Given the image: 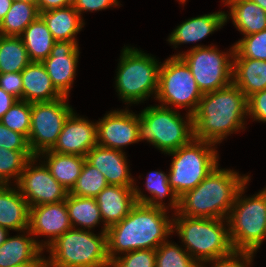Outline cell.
<instances>
[{"label": "cell", "instance_id": "1", "mask_svg": "<svg viewBox=\"0 0 266 267\" xmlns=\"http://www.w3.org/2000/svg\"><path fill=\"white\" fill-rule=\"evenodd\" d=\"M167 210L137 203L120 222L107 228V254L110 261L134 250L157 247L173 234V218Z\"/></svg>", "mask_w": 266, "mask_h": 267}, {"label": "cell", "instance_id": "2", "mask_svg": "<svg viewBox=\"0 0 266 267\" xmlns=\"http://www.w3.org/2000/svg\"><path fill=\"white\" fill-rule=\"evenodd\" d=\"M247 98L232 82L203 94L193 115V138L220 144L229 134L245 129Z\"/></svg>", "mask_w": 266, "mask_h": 267}, {"label": "cell", "instance_id": "3", "mask_svg": "<svg viewBox=\"0 0 266 267\" xmlns=\"http://www.w3.org/2000/svg\"><path fill=\"white\" fill-rule=\"evenodd\" d=\"M250 179L219 164L195 188L179 197L177 214L192 218L227 219L238 190Z\"/></svg>", "mask_w": 266, "mask_h": 267}, {"label": "cell", "instance_id": "4", "mask_svg": "<svg viewBox=\"0 0 266 267\" xmlns=\"http://www.w3.org/2000/svg\"><path fill=\"white\" fill-rule=\"evenodd\" d=\"M173 215V233L177 232L181 242L184 243V249L202 267L235 250L227 219L192 218L177 213Z\"/></svg>", "mask_w": 266, "mask_h": 267}, {"label": "cell", "instance_id": "5", "mask_svg": "<svg viewBox=\"0 0 266 267\" xmlns=\"http://www.w3.org/2000/svg\"><path fill=\"white\" fill-rule=\"evenodd\" d=\"M51 267H110L107 233L71 228L46 248Z\"/></svg>", "mask_w": 266, "mask_h": 267}, {"label": "cell", "instance_id": "6", "mask_svg": "<svg viewBox=\"0 0 266 267\" xmlns=\"http://www.w3.org/2000/svg\"><path fill=\"white\" fill-rule=\"evenodd\" d=\"M117 68L115 88L127 105L139 104L158 91L160 63L135 47L124 46Z\"/></svg>", "mask_w": 266, "mask_h": 267}, {"label": "cell", "instance_id": "7", "mask_svg": "<svg viewBox=\"0 0 266 267\" xmlns=\"http://www.w3.org/2000/svg\"><path fill=\"white\" fill-rule=\"evenodd\" d=\"M185 117L161 105L144 108L139 113L138 141L147 140L164 154L187 145L193 139V116Z\"/></svg>", "mask_w": 266, "mask_h": 267}, {"label": "cell", "instance_id": "8", "mask_svg": "<svg viewBox=\"0 0 266 267\" xmlns=\"http://www.w3.org/2000/svg\"><path fill=\"white\" fill-rule=\"evenodd\" d=\"M248 182L238 190L227 220L233 248L256 253L266 239V187L245 198Z\"/></svg>", "mask_w": 266, "mask_h": 267}, {"label": "cell", "instance_id": "9", "mask_svg": "<svg viewBox=\"0 0 266 267\" xmlns=\"http://www.w3.org/2000/svg\"><path fill=\"white\" fill-rule=\"evenodd\" d=\"M214 146L193 138L187 145L166 153L173 156L168 181L178 197L195 188L219 164Z\"/></svg>", "mask_w": 266, "mask_h": 267}, {"label": "cell", "instance_id": "10", "mask_svg": "<svg viewBox=\"0 0 266 267\" xmlns=\"http://www.w3.org/2000/svg\"><path fill=\"white\" fill-rule=\"evenodd\" d=\"M202 96L190 68L180 56H172L160 65L158 91L154 99L159 100L161 106L170 108L171 105L175 110L188 108L187 113L193 116Z\"/></svg>", "mask_w": 266, "mask_h": 267}, {"label": "cell", "instance_id": "11", "mask_svg": "<svg viewBox=\"0 0 266 267\" xmlns=\"http://www.w3.org/2000/svg\"><path fill=\"white\" fill-rule=\"evenodd\" d=\"M234 51V44L226 53L219 51L217 47L196 45L173 56H180L185 61L199 90L205 94L232 83Z\"/></svg>", "mask_w": 266, "mask_h": 267}, {"label": "cell", "instance_id": "12", "mask_svg": "<svg viewBox=\"0 0 266 267\" xmlns=\"http://www.w3.org/2000/svg\"><path fill=\"white\" fill-rule=\"evenodd\" d=\"M68 98L63 96L52 102L31 103L28 144L34 156L51 150L56 144L65 121L74 110L68 104Z\"/></svg>", "mask_w": 266, "mask_h": 267}, {"label": "cell", "instance_id": "13", "mask_svg": "<svg viewBox=\"0 0 266 267\" xmlns=\"http://www.w3.org/2000/svg\"><path fill=\"white\" fill-rule=\"evenodd\" d=\"M38 158L34 156L27 162L16 183L21 195L29 207L66 200L69 191L52 176L43 161L40 165L34 164Z\"/></svg>", "mask_w": 266, "mask_h": 267}, {"label": "cell", "instance_id": "14", "mask_svg": "<svg viewBox=\"0 0 266 267\" xmlns=\"http://www.w3.org/2000/svg\"><path fill=\"white\" fill-rule=\"evenodd\" d=\"M139 114L113 110L97 121V145L123 151L124 146L138 141Z\"/></svg>", "mask_w": 266, "mask_h": 267}, {"label": "cell", "instance_id": "15", "mask_svg": "<svg viewBox=\"0 0 266 267\" xmlns=\"http://www.w3.org/2000/svg\"><path fill=\"white\" fill-rule=\"evenodd\" d=\"M77 41H55L50 55L42 61L56 90L69 97L79 58Z\"/></svg>", "mask_w": 266, "mask_h": 267}, {"label": "cell", "instance_id": "16", "mask_svg": "<svg viewBox=\"0 0 266 267\" xmlns=\"http://www.w3.org/2000/svg\"><path fill=\"white\" fill-rule=\"evenodd\" d=\"M72 228L66 207V202L41 204L30 207L28 230L32 236H46L49 239L41 242V248L46 250L52 242Z\"/></svg>", "mask_w": 266, "mask_h": 267}, {"label": "cell", "instance_id": "17", "mask_svg": "<svg viewBox=\"0 0 266 267\" xmlns=\"http://www.w3.org/2000/svg\"><path fill=\"white\" fill-rule=\"evenodd\" d=\"M76 114L73 111L65 121L52 152L85 157L97 145V123Z\"/></svg>", "mask_w": 266, "mask_h": 267}, {"label": "cell", "instance_id": "18", "mask_svg": "<svg viewBox=\"0 0 266 267\" xmlns=\"http://www.w3.org/2000/svg\"><path fill=\"white\" fill-rule=\"evenodd\" d=\"M85 158L104 175L109 185L134 187L135 179L129 171L125 152L96 145Z\"/></svg>", "mask_w": 266, "mask_h": 267}, {"label": "cell", "instance_id": "19", "mask_svg": "<svg viewBox=\"0 0 266 267\" xmlns=\"http://www.w3.org/2000/svg\"><path fill=\"white\" fill-rule=\"evenodd\" d=\"M107 227L120 222L137 204L133 187L108 185L96 197Z\"/></svg>", "mask_w": 266, "mask_h": 267}, {"label": "cell", "instance_id": "20", "mask_svg": "<svg viewBox=\"0 0 266 267\" xmlns=\"http://www.w3.org/2000/svg\"><path fill=\"white\" fill-rule=\"evenodd\" d=\"M23 101L52 102L63 97L53 86L42 62L31 61L22 71Z\"/></svg>", "mask_w": 266, "mask_h": 267}, {"label": "cell", "instance_id": "21", "mask_svg": "<svg viewBox=\"0 0 266 267\" xmlns=\"http://www.w3.org/2000/svg\"><path fill=\"white\" fill-rule=\"evenodd\" d=\"M29 209L17 186L0 185V227H4L8 232L15 230L21 233L27 230Z\"/></svg>", "mask_w": 266, "mask_h": 267}, {"label": "cell", "instance_id": "22", "mask_svg": "<svg viewBox=\"0 0 266 267\" xmlns=\"http://www.w3.org/2000/svg\"><path fill=\"white\" fill-rule=\"evenodd\" d=\"M225 25V12L200 15L190 18L177 26L169 35L167 41L175 48L181 44H188L205 39L209 34L221 29Z\"/></svg>", "mask_w": 266, "mask_h": 267}, {"label": "cell", "instance_id": "23", "mask_svg": "<svg viewBox=\"0 0 266 267\" xmlns=\"http://www.w3.org/2000/svg\"><path fill=\"white\" fill-rule=\"evenodd\" d=\"M23 233L12 237L8 234L0 245V267H16L30 263L42 255L44 250L41 248V241L35 240L28 229Z\"/></svg>", "mask_w": 266, "mask_h": 267}, {"label": "cell", "instance_id": "24", "mask_svg": "<svg viewBox=\"0 0 266 267\" xmlns=\"http://www.w3.org/2000/svg\"><path fill=\"white\" fill-rule=\"evenodd\" d=\"M230 9L225 13V23L229 17L243 36L266 30V11L251 0H228L224 2ZM230 5V6H229Z\"/></svg>", "mask_w": 266, "mask_h": 267}, {"label": "cell", "instance_id": "25", "mask_svg": "<svg viewBox=\"0 0 266 267\" xmlns=\"http://www.w3.org/2000/svg\"><path fill=\"white\" fill-rule=\"evenodd\" d=\"M232 59V82L246 98L266 89V61L250 58Z\"/></svg>", "mask_w": 266, "mask_h": 267}, {"label": "cell", "instance_id": "26", "mask_svg": "<svg viewBox=\"0 0 266 267\" xmlns=\"http://www.w3.org/2000/svg\"><path fill=\"white\" fill-rule=\"evenodd\" d=\"M55 41H77L85 23L73 5L40 13Z\"/></svg>", "mask_w": 266, "mask_h": 267}, {"label": "cell", "instance_id": "27", "mask_svg": "<svg viewBox=\"0 0 266 267\" xmlns=\"http://www.w3.org/2000/svg\"><path fill=\"white\" fill-rule=\"evenodd\" d=\"M39 156L41 159L45 156L43 162L52 176L68 191L75 185L86 160L85 157L80 155L61 154L51 150L41 152Z\"/></svg>", "mask_w": 266, "mask_h": 267}, {"label": "cell", "instance_id": "28", "mask_svg": "<svg viewBox=\"0 0 266 267\" xmlns=\"http://www.w3.org/2000/svg\"><path fill=\"white\" fill-rule=\"evenodd\" d=\"M147 191L151 196L144 195L141 190L136 186V183L133 187L136 202L139 204H145L150 207H158L167 210L168 206L172 208L176 213L179 205V197L176 195L174 190L171 188V185L168 181V174L166 175L162 171H152L146 177L145 183ZM170 194V195H169ZM170 196V205L165 206L164 200L165 197Z\"/></svg>", "mask_w": 266, "mask_h": 267}, {"label": "cell", "instance_id": "29", "mask_svg": "<svg viewBox=\"0 0 266 267\" xmlns=\"http://www.w3.org/2000/svg\"><path fill=\"white\" fill-rule=\"evenodd\" d=\"M66 207L72 228L81 226L83 230H91L100 222L103 224L101 232H107V226L103 223L99 206L95 198L79 197L68 193Z\"/></svg>", "mask_w": 266, "mask_h": 267}, {"label": "cell", "instance_id": "30", "mask_svg": "<svg viewBox=\"0 0 266 267\" xmlns=\"http://www.w3.org/2000/svg\"><path fill=\"white\" fill-rule=\"evenodd\" d=\"M31 61L42 62L50 55L55 40L44 20L39 16L20 36Z\"/></svg>", "mask_w": 266, "mask_h": 267}, {"label": "cell", "instance_id": "31", "mask_svg": "<svg viewBox=\"0 0 266 267\" xmlns=\"http://www.w3.org/2000/svg\"><path fill=\"white\" fill-rule=\"evenodd\" d=\"M40 16L38 8L28 2L13 1L0 23V35L20 37L26 27Z\"/></svg>", "mask_w": 266, "mask_h": 267}, {"label": "cell", "instance_id": "32", "mask_svg": "<svg viewBox=\"0 0 266 267\" xmlns=\"http://www.w3.org/2000/svg\"><path fill=\"white\" fill-rule=\"evenodd\" d=\"M30 62L21 37L0 35V73L21 72Z\"/></svg>", "mask_w": 266, "mask_h": 267}, {"label": "cell", "instance_id": "33", "mask_svg": "<svg viewBox=\"0 0 266 267\" xmlns=\"http://www.w3.org/2000/svg\"><path fill=\"white\" fill-rule=\"evenodd\" d=\"M31 151H14L0 148V185L16 184L27 162L33 158ZM10 181V182H9Z\"/></svg>", "mask_w": 266, "mask_h": 267}, {"label": "cell", "instance_id": "34", "mask_svg": "<svg viewBox=\"0 0 266 267\" xmlns=\"http://www.w3.org/2000/svg\"><path fill=\"white\" fill-rule=\"evenodd\" d=\"M108 185L104 175L85 160L80 176L69 193L79 197L95 198Z\"/></svg>", "mask_w": 266, "mask_h": 267}, {"label": "cell", "instance_id": "35", "mask_svg": "<svg viewBox=\"0 0 266 267\" xmlns=\"http://www.w3.org/2000/svg\"><path fill=\"white\" fill-rule=\"evenodd\" d=\"M155 251V267H202L184 248L168 240Z\"/></svg>", "mask_w": 266, "mask_h": 267}, {"label": "cell", "instance_id": "36", "mask_svg": "<svg viewBox=\"0 0 266 267\" xmlns=\"http://www.w3.org/2000/svg\"><path fill=\"white\" fill-rule=\"evenodd\" d=\"M0 122L8 129L24 135L28 139L31 127V103L18 100L2 116Z\"/></svg>", "mask_w": 266, "mask_h": 267}, {"label": "cell", "instance_id": "37", "mask_svg": "<svg viewBox=\"0 0 266 267\" xmlns=\"http://www.w3.org/2000/svg\"><path fill=\"white\" fill-rule=\"evenodd\" d=\"M234 45L233 58H250L266 61V30L244 36Z\"/></svg>", "mask_w": 266, "mask_h": 267}, {"label": "cell", "instance_id": "38", "mask_svg": "<svg viewBox=\"0 0 266 267\" xmlns=\"http://www.w3.org/2000/svg\"><path fill=\"white\" fill-rule=\"evenodd\" d=\"M156 251L151 249L134 250L117 256L110 267H155Z\"/></svg>", "mask_w": 266, "mask_h": 267}, {"label": "cell", "instance_id": "39", "mask_svg": "<svg viewBox=\"0 0 266 267\" xmlns=\"http://www.w3.org/2000/svg\"><path fill=\"white\" fill-rule=\"evenodd\" d=\"M0 148L14 151H31L28 144V139L15 131L5 127L0 122Z\"/></svg>", "mask_w": 266, "mask_h": 267}, {"label": "cell", "instance_id": "40", "mask_svg": "<svg viewBox=\"0 0 266 267\" xmlns=\"http://www.w3.org/2000/svg\"><path fill=\"white\" fill-rule=\"evenodd\" d=\"M255 253L249 251L234 250L232 253L218 257L208 264L211 267H249Z\"/></svg>", "mask_w": 266, "mask_h": 267}, {"label": "cell", "instance_id": "41", "mask_svg": "<svg viewBox=\"0 0 266 267\" xmlns=\"http://www.w3.org/2000/svg\"><path fill=\"white\" fill-rule=\"evenodd\" d=\"M247 116L255 121L266 122V89L247 98Z\"/></svg>", "mask_w": 266, "mask_h": 267}, {"label": "cell", "instance_id": "42", "mask_svg": "<svg viewBox=\"0 0 266 267\" xmlns=\"http://www.w3.org/2000/svg\"><path fill=\"white\" fill-rule=\"evenodd\" d=\"M0 87L17 100H23V82L21 72L0 73Z\"/></svg>", "mask_w": 266, "mask_h": 267}, {"label": "cell", "instance_id": "43", "mask_svg": "<svg viewBox=\"0 0 266 267\" xmlns=\"http://www.w3.org/2000/svg\"><path fill=\"white\" fill-rule=\"evenodd\" d=\"M118 0H73L74 9L80 14L84 12H93L105 10L110 7L120 6Z\"/></svg>", "mask_w": 266, "mask_h": 267}, {"label": "cell", "instance_id": "44", "mask_svg": "<svg viewBox=\"0 0 266 267\" xmlns=\"http://www.w3.org/2000/svg\"><path fill=\"white\" fill-rule=\"evenodd\" d=\"M73 4V0H38L37 8L39 13L53 9L67 7Z\"/></svg>", "mask_w": 266, "mask_h": 267}, {"label": "cell", "instance_id": "45", "mask_svg": "<svg viewBox=\"0 0 266 267\" xmlns=\"http://www.w3.org/2000/svg\"><path fill=\"white\" fill-rule=\"evenodd\" d=\"M18 100L0 87V119Z\"/></svg>", "mask_w": 266, "mask_h": 267}, {"label": "cell", "instance_id": "46", "mask_svg": "<svg viewBox=\"0 0 266 267\" xmlns=\"http://www.w3.org/2000/svg\"><path fill=\"white\" fill-rule=\"evenodd\" d=\"M16 267H51V266L48 258L46 259L44 258V256L42 257L40 255L36 260Z\"/></svg>", "mask_w": 266, "mask_h": 267}, {"label": "cell", "instance_id": "47", "mask_svg": "<svg viewBox=\"0 0 266 267\" xmlns=\"http://www.w3.org/2000/svg\"><path fill=\"white\" fill-rule=\"evenodd\" d=\"M13 0H0V23L4 19L6 13L9 11Z\"/></svg>", "mask_w": 266, "mask_h": 267}, {"label": "cell", "instance_id": "48", "mask_svg": "<svg viewBox=\"0 0 266 267\" xmlns=\"http://www.w3.org/2000/svg\"><path fill=\"white\" fill-rule=\"evenodd\" d=\"M9 232L4 228L0 227V245L5 241Z\"/></svg>", "mask_w": 266, "mask_h": 267}, {"label": "cell", "instance_id": "49", "mask_svg": "<svg viewBox=\"0 0 266 267\" xmlns=\"http://www.w3.org/2000/svg\"><path fill=\"white\" fill-rule=\"evenodd\" d=\"M266 11V0H251Z\"/></svg>", "mask_w": 266, "mask_h": 267}, {"label": "cell", "instance_id": "50", "mask_svg": "<svg viewBox=\"0 0 266 267\" xmlns=\"http://www.w3.org/2000/svg\"><path fill=\"white\" fill-rule=\"evenodd\" d=\"M13 1H23V2H28L31 3L33 5L37 6L38 0H13Z\"/></svg>", "mask_w": 266, "mask_h": 267}, {"label": "cell", "instance_id": "51", "mask_svg": "<svg viewBox=\"0 0 266 267\" xmlns=\"http://www.w3.org/2000/svg\"><path fill=\"white\" fill-rule=\"evenodd\" d=\"M182 5L186 2V0H178Z\"/></svg>", "mask_w": 266, "mask_h": 267}]
</instances>
